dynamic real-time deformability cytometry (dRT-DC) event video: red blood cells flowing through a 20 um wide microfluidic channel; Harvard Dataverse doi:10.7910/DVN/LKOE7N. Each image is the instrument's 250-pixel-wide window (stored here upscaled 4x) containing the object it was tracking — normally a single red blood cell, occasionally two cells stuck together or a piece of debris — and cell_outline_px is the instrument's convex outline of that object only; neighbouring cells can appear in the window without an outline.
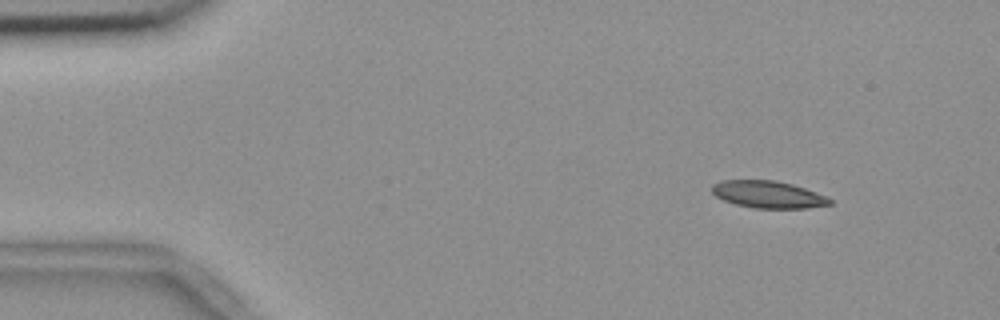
{"species": "common noctule bat (a hibernating species)", "species_latin": "Nyctalus noctula", "temperature_condition": "room temperature", "stored_images_in_passage": 3, "camera_frame_rate_fps": 3000, "um_per_image_px": 0.085, "animal": {"sex": "female", "body_mass_g": 18.4}, "frame": {"image": 1, "passage_image": 1, "time_ms": 0.0, "image_size_px": [1000, 320], "cell_outline_px": [[832, 204], [808, 208], [756, 208], [736, 204], [724, 200], [716, 196], [712, 192], [712, 184], [720, 180], [776, 180], [792, 184], [828, 196], [832, 200]], "centroid_in_image_um": [65.31, 16.52], "position_along_channel_um": 19.7, "area_um2": 18.67}}